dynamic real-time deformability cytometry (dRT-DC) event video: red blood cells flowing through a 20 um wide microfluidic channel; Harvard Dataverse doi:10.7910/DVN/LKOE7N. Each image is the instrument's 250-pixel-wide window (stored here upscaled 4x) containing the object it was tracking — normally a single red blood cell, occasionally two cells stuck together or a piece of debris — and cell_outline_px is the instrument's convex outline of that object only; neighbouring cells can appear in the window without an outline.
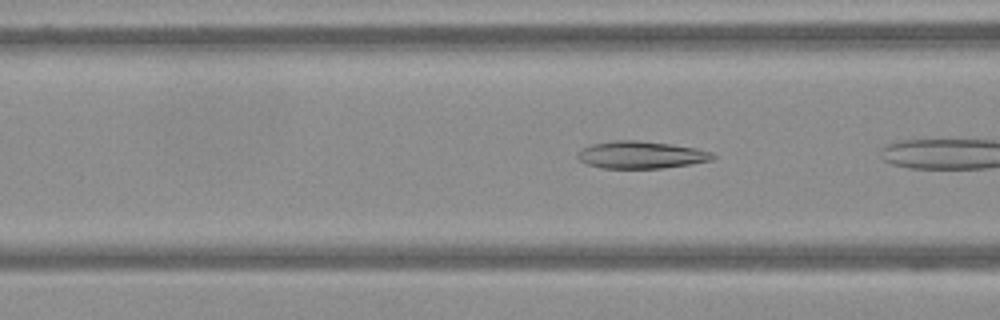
{"species": "Egyptian fruit bat (a non-hibernating species)", "species_latin": "Rousettus aegyptiacus", "temperature_condition": "warm", "stored_images_in_passage": 5, "camera_frame_rate_fps": 3000, "um_per_image_px": 0.085, "frame": {"image": 1, "passage_image": 4, "time_ms": 1.0, "image_size_px": [1000, 320], "cell_outline_px": [[716, 156], [712, 160], [692, 164], [664, 168], [600, 168], [588, 164], [580, 160], [576, 156], [576, 152], [592, 144], [616, 140], [636, 140], [672, 144], [696, 148], [712, 152]], "centroid_in_image_um": [54.51, 13.16], "position_along_channel_um": 112.1, "area_um2": 21.56}}